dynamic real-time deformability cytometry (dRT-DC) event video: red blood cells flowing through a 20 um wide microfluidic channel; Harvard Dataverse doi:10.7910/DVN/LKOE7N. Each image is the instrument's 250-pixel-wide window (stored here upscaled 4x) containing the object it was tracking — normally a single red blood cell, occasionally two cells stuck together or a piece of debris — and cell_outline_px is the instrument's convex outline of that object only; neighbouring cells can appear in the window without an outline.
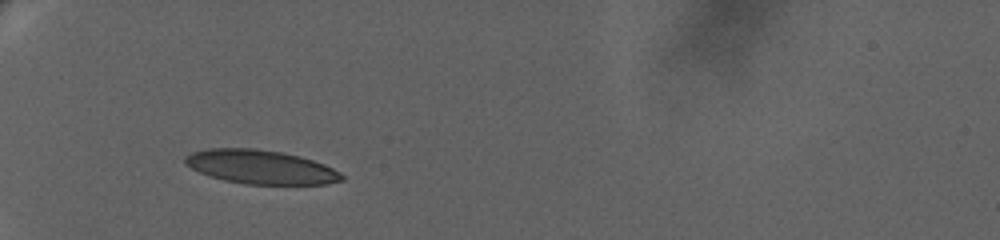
{"species": "human", "species_latin": "Homo sapiens", "temperature_condition": "warm", "stored_images_in_passage": 49, "camera_frame_rate_fps": 3000, "um_per_image_px": 0.085, "donor": {"sex": "female"}, "frame": {"image": 1, "passage_image": 1, "time_ms": 0.0, "image_size_px": [1000, 240], "cell_outline_px": [[344, 180], [328, 184], [244, 184], [224, 180], [208, 176], [184, 164], [184, 156], [192, 152], [208, 148], [252, 148], [280, 152], [300, 156], [324, 164], [340, 172], [344, 176]], "centroid_in_image_um": [22.14, 14.19], "position_along_channel_um": 62.9, "area_um2": 30.98}}
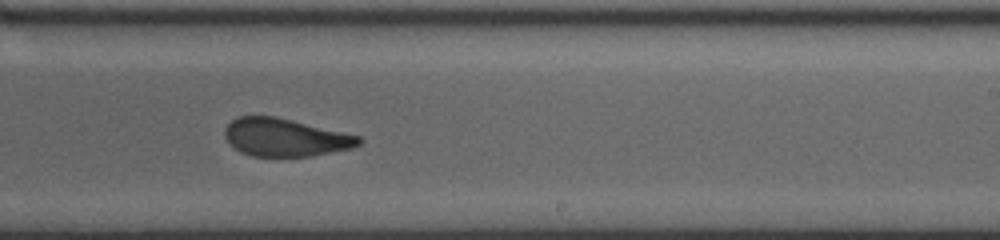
{"frame": {"image": 2, "passage_image": 31, "time_ms": 6.667, "image_size_px": [1000, 240], "cell_outline_px": [[364, 140], [360, 144], [352, 148], [332, 152], [308, 156], [252, 156], [240, 152], [224, 136], [224, 128], [232, 120], [240, 116], [272, 116], [292, 120], [360, 136]], "centroid_in_image_um": [24.25, 11.68], "position_along_channel_um": 264.8, "area_um2": 29.3}}
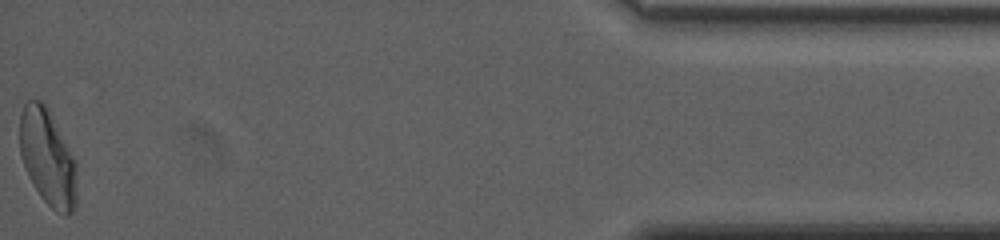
{"frame": {"image": 3, "passage_image": 49, "time_ms": 13.667, "image_size_px": [1000, 240], "cell_outline_px": [[76, 208], [72, 212], [64, 216], [56, 212], [40, 196], [28, 176], [20, 152], [20, 112], [24, 104], [28, 100], [40, 100], [48, 108], [76, 160]], "centroid_in_image_um": [4.06, 13.4], "position_along_channel_um": 431.1, "area_um2": 32.14}, "authors_computed_cell_mechanics": {"area_um2": 31.1542, "velocity_mm_per_s": 3.3285, "shape_relaxation_time_tau1_ms": null, "shape_relaxation_time_tau2_ms": 1.3943, "deformation_change_tau1": null, "deformation_change_tau2": 0.082}}